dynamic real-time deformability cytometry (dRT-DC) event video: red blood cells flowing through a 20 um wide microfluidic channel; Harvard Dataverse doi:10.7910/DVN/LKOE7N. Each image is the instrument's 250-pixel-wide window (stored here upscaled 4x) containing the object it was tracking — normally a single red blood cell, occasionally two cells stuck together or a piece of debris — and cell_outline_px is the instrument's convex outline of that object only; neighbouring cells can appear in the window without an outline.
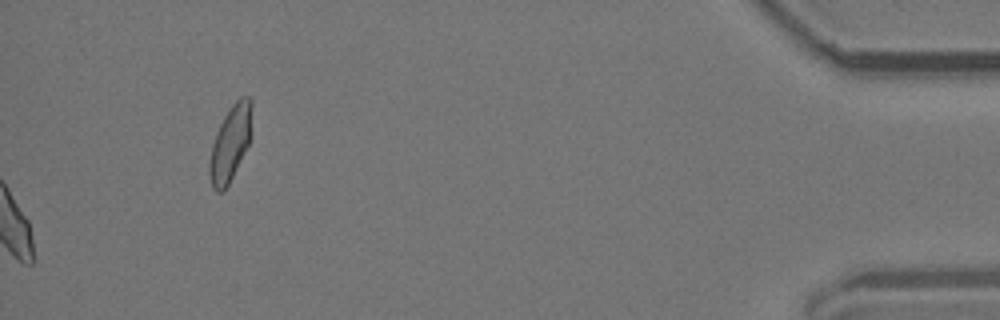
{"species": "common noctule bat (a hibernating species)", "species_latin": "Nyctalus noctula", "temperature_condition": "room temperature", "stored_images_in_passage": 40, "camera_frame_rate_fps": 3000, "um_per_image_px": 0.085, "animal": {"sex": "male", "body_mass_g": 19.2, "forearm_length_mm": 51.8}, "frame": {"image": 1, "passage_image": 40, "time_ms": 13.0, "image_size_px": [1000, 320], "cell_outline_px": [[252, 108], [248, 144], [228, 184], [220, 192], [216, 192], [212, 188], [208, 172], [208, 164], [212, 144], [216, 132], [224, 116], [232, 104], [240, 96], [248, 96], [252, 100]], "centroid_in_image_um": [19.54, 12.16], "position_along_channel_um": 415.7, "area_um2": 18.32}, "authors_computed_cell_mechanics": {"area_um2": 18.2937, "velocity_mm_per_s": 3.7823, "shape_relaxation_time_tau1_ms": null, "shape_relaxation_time_tau2_ms": 1.9567, "deformation_change_tau1": null, "deformation_change_tau2": 0.0672}}